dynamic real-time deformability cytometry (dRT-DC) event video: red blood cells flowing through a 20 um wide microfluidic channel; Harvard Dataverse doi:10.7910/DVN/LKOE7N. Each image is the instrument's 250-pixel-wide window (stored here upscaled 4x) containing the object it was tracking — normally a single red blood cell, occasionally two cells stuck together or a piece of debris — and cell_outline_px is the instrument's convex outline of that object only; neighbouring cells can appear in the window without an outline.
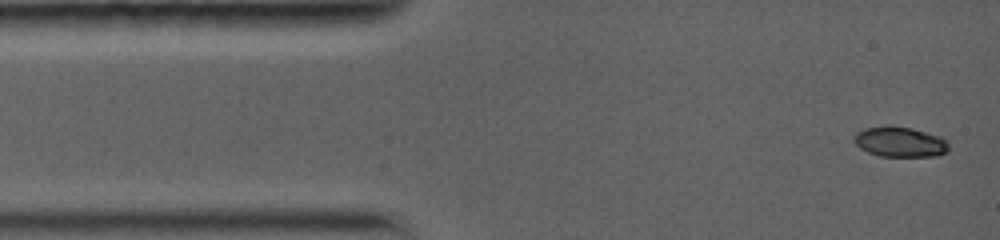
{"species": "common noctule bat (a hibernating species)", "species_latin": "Nyctalus noctula", "temperature_condition": "warm", "stored_images_in_passage": 3, "camera_frame_rate_fps": 5000, "um_per_image_px": 0.085, "animal": {"sex": "female", "body_mass_g": 19.0, "forearm_length_mm": 56.7}, "frame": {"image": 1, "passage_image": 1, "time_ms": 0.0, "image_size_px": [1000, 240], "cell_outline_px": [[948, 152], [936, 156], [880, 156], [868, 152], [860, 148], [852, 140], [852, 136], [856, 132], [864, 128], [912, 128], [940, 136], [948, 140]], "centroid_in_image_um": [76.52, 12.09], "position_along_channel_um": 8.5, "area_um2": 16.36}}
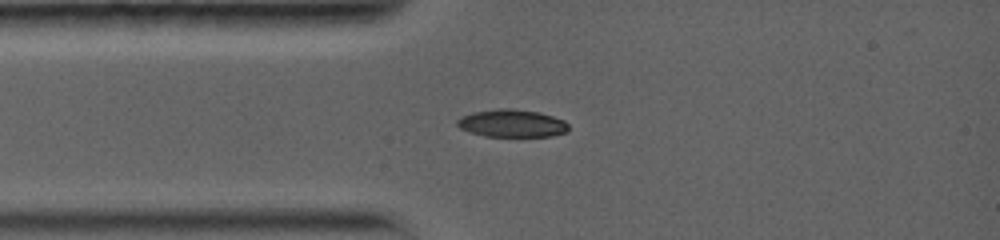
{"frame": {"image": 2, "passage_image": 3, "time_ms": 2.6, "image_size_px": [1000, 240], "cell_outline_px": [[568, 132], [552, 136], [484, 136], [468, 132], [460, 128], [456, 124], [456, 120], [460, 116], [472, 112], [496, 108], [512, 108], [540, 112], [564, 120], [568, 124]], "centroid_in_image_um": [43.49, 10.47], "position_along_channel_um": 41.5, "area_um2": 18.21}}